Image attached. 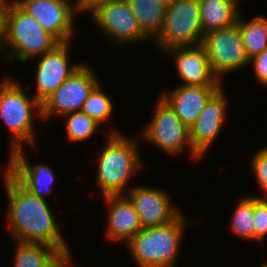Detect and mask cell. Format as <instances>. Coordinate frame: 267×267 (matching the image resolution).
Returning <instances> with one entry per match:
<instances>
[{
	"label": "cell",
	"instance_id": "6da1fadb",
	"mask_svg": "<svg viewBox=\"0 0 267 267\" xmlns=\"http://www.w3.org/2000/svg\"><path fill=\"white\" fill-rule=\"evenodd\" d=\"M9 202V230L17 241L45 243L66 258L70 249L46 199L27 191L7 170L3 174Z\"/></svg>",
	"mask_w": 267,
	"mask_h": 267
},
{
	"label": "cell",
	"instance_id": "7a4b0ae2",
	"mask_svg": "<svg viewBox=\"0 0 267 267\" xmlns=\"http://www.w3.org/2000/svg\"><path fill=\"white\" fill-rule=\"evenodd\" d=\"M106 136L108 143L97 159L96 185L98 184L102 196L125 194V191L130 189V178L142 168L140 153L135 140L117 130H112L104 135Z\"/></svg>",
	"mask_w": 267,
	"mask_h": 267
},
{
	"label": "cell",
	"instance_id": "3957f363",
	"mask_svg": "<svg viewBox=\"0 0 267 267\" xmlns=\"http://www.w3.org/2000/svg\"><path fill=\"white\" fill-rule=\"evenodd\" d=\"M186 220L181 213L169 224L145 227L127 241L138 267H174Z\"/></svg>",
	"mask_w": 267,
	"mask_h": 267
},
{
	"label": "cell",
	"instance_id": "277c9868",
	"mask_svg": "<svg viewBox=\"0 0 267 267\" xmlns=\"http://www.w3.org/2000/svg\"><path fill=\"white\" fill-rule=\"evenodd\" d=\"M20 84L8 76L0 82V117L12 136L10 153L22 148L25 143L35 147L33 121L36 109V116L43 120L42 104L34 96L28 97Z\"/></svg>",
	"mask_w": 267,
	"mask_h": 267
},
{
	"label": "cell",
	"instance_id": "5b68a950",
	"mask_svg": "<svg viewBox=\"0 0 267 267\" xmlns=\"http://www.w3.org/2000/svg\"><path fill=\"white\" fill-rule=\"evenodd\" d=\"M59 42L13 0H6L3 50L12 48L8 60L25 63L51 51Z\"/></svg>",
	"mask_w": 267,
	"mask_h": 267
},
{
	"label": "cell",
	"instance_id": "8992f818",
	"mask_svg": "<svg viewBox=\"0 0 267 267\" xmlns=\"http://www.w3.org/2000/svg\"><path fill=\"white\" fill-rule=\"evenodd\" d=\"M199 0H174L166 8L164 23L154 42L163 52L172 47L201 45Z\"/></svg>",
	"mask_w": 267,
	"mask_h": 267
},
{
	"label": "cell",
	"instance_id": "52a82bcc",
	"mask_svg": "<svg viewBox=\"0 0 267 267\" xmlns=\"http://www.w3.org/2000/svg\"><path fill=\"white\" fill-rule=\"evenodd\" d=\"M201 46L205 49L211 69L219 81L222 80V75L250 64L237 22L206 33Z\"/></svg>",
	"mask_w": 267,
	"mask_h": 267
},
{
	"label": "cell",
	"instance_id": "ba28073f",
	"mask_svg": "<svg viewBox=\"0 0 267 267\" xmlns=\"http://www.w3.org/2000/svg\"><path fill=\"white\" fill-rule=\"evenodd\" d=\"M158 101L151 121L142 131L144 138L168 155H179L187 146L190 147L191 158L195 161L202 158L191 144L189 127L161 98Z\"/></svg>",
	"mask_w": 267,
	"mask_h": 267
},
{
	"label": "cell",
	"instance_id": "9c48e42d",
	"mask_svg": "<svg viewBox=\"0 0 267 267\" xmlns=\"http://www.w3.org/2000/svg\"><path fill=\"white\" fill-rule=\"evenodd\" d=\"M99 83L93 70L82 63L42 104V119L47 121L52 114L62 117L81 111L84 102Z\"/></svg>",
	"mask_w": 267,
	"mask_h": 267
},
{
	"label": "cell",
	"instance_id": "30bf717a",
	"mask_svg": "<svg viewBox=\"0 0 267 267\" xmlns=\"http://www.w3.org/2000/svg\"><path fill=\"white\" fill-rule=\"evenodd\" d=\"M59 43L71 42L75 4L69 0H13Z\"/></svg>",
	"mask_w": 267,
	"mask_h": 267
},
{
	"label": "cell",
	"instance_id": "8fae6325",
	"mask_svg": "<svg viewBox=\"0 0 267 267\" xmlns=\"http://www.w3.org/2000/svg\"><path fill=\"white\" fill-rule=\"evenodd\" d=\"M91 15L95 23L107 34L106 36L112 38L118 45L149 40L140 30L127 0H114L99 5Z\"/></svg>",
	"mask_w": 267,
	"mask_h": 267
},
{
	"label": "cell",
	"instance_id": "7c38bea8",
	"mask_svg": "<svg viewBox=\"0 0 267 267\" xmlns=\"http://www.w3.org/2000/svg\"><path fill=\"white\" fill-rule=\"evenodd\" d=\"M59 43L51 51L41 55L35 73L36 93L34 97L43 104L82 64H69V45Z\"/></svg>",
	"mask_w": 267,
	"mask_h": 267
},
{
	"label": "cell",
	"instance_id": "4fadbf2b",
	"mask_svg": "<svg viewBox=\"0 0 267 267\" xmlns=\"http://www.w3.org/2000/svg\"><path fill=\"white\" fill-rule=\"evenodd\" d=\"M125 195L135 207L142 228L169 224L181 214L163 189L130 186Z\"/></svg>",
	"mask_w": 267,
	"mask_h": 267
},
{
	"label": "cell",
	"instance_id": "5bb4252c",
	"mask_svg": "<svg viewBox=\"0 0 267 267\" xmlns=\"http://www.w3.org/2000/svg\"><path fill=\"white\" fill-rule=\"evenodd\" d=\"M227 102L221 86L209 98L197 120L189 127L191 144L202 157L223 129Z\"/></svg>",
	"mask_w": 267,
	"mask_h": 267
},
{
	"label": "cell",
	"instance_id": "9a60e30c",
	"mask_svg": "<svg viewBox=\"0 0 267 267\" xmlns=\"http://www.w3.org/2000/svg\"><path fill=\"white\" fill-rule=\"evenodd\" d=\"M164 53L174 54L178 76L184 81L182 85L222 86L221 81L213 73L206 51L201 45L172 47Z\"/></svg>",
	"mask_w": 267,
	"mask_h": 267
},
{
	"label": "cell",
	"instance_id": "2e32d148",
	"mask_svg": "<svg viewBox=\"0 0 267 267\" xmlns=\"http://www.w3.org/2000/svg\"><path fill=\"white\" fill-rule=\"evenodd\" d=\"M6 169L27 191L45 199L53 190L54 171L46 164L30 166L22 148L10 153Z\"/></svg>",
	"mask_w": 267,
	"mask_h": 267
},
{
	"label": "cell",
	"instance_id": "e0dca14e",
	"mask_svg": "<svg viewBox=\"0 0 267 267\" xmlns=\"http://www.w3.org/2000/svg\"><path fill=\"white\" fill-rule=\"evenodd\" d=\"M220 87L181 85L160 98L190 127L201 114L206 102Z\"/></svg>",
	"mask_w": 267,
	"mask_h": 267
},
{
	"label": "cell",
	"instance_id": "ac0fdd59",
	"mask_svg": "<svg viewBox=\"0 0 267 267\" xmlns=\"http://www.w3.org/2000/svg\"><path fill=\"white\" fill-rule=\"evenodd\" d=\"M104 198L109 209L105 234L111 240L126 243L142 229L135 207L125 194L106 195Z\"/></svg>",
	"mask_w": 267,
	"mask_h": 267
},
{
	"label": "cell",
	"instance_id": "d6986e66",
	"mask_svg": "<svg viewBox=\"0 0 267 267\" xmlns=\"http://www.w3.org/2000/svg\"><path fill=\"white\" fill-rule=\"evenodd\" d=\"M238 5L234 0H199L203 34L235 24L240 14Z\"/></svg>",
	"mask_w": 267,
	"mask_h": 267
},
{
	"label": "cell",
	"instance_id": "ffe728a7",
	"mask_svg": "<svg viewBox=\"0 0 267 267\" xmlns=\"http://www.w3.org/2000/svg\"><path fill=\"white\" fill-rule=\"evenodd\" d=\"M14 267H58L66 258L56 248L45 243L17 240Z\"/></svg>",
	"mask_w": 267,
	"mask_h": 267
},
{
	"label": "cell",
	"instance_id": "44dd1931",
	"mask_svg": "<svg viewBox=\"0 0 267 267\" xmlns=\"http://www.w3.org/2000/svg\"><path fill=\"white\" fill-rule=\"evenodd\" d=\"M127 1L137 19L140 30L149 39L154 40L162 29L167 6L158 0Z\"/></svg>",
	"mask_w": 267,
	"mask_h": 267
},
{
	"label": "cell",
	"instance_id": "7402d4cb",
	"mask_svg": "<svg viewBox=\"0 0 267 267\" xmlns=\"http://www.w3.org/2000/svg\"><path fill=\"white\" fill-rule=\"evenodd\" d=\"M237 24L250 59L267 48V18L265 16H256L247 21L239 14Z\"/></svg>",
	"mask_w": 267,
	"mask_h": 267
},
{
	"label": "cell",
	"instance_id": "603a6c76",
	"mask_svg": "<svg viewBox=\"0 0 267 267\" xmlns=\"http://www.w3.org/2000/svg\"><path fill=\"white\" fill-rule=\"evenodd\" d=\"M254 196H245L238 201L231 220V230L239 238L254 239Z\"/></svg>",
	"mask_w": 267,
	"mask_h": 267
},
{
	"label": "cell",
	"instance_id": "cb8c5ba5",
	"mask_svg": "<svg viewBox=\"0 0 267 267\" xmlns=\"http://www.w3.org/2000/svg\"><path fill=\"white\" fill-rule=\"evenodd\" d=\"M62 117L64 119L67 118L66 137L70 142H80L84 141L85 139L91 138V136L95 134L94 132L97 131V128L100 125L82 111L71 112L63 115Z\"/></svg>",
	"mask_w": 267,
	"mask_h": 267
},
{
	"label": "cell",
	"instance_id": "d4e9b609",
	"mask_svg": "<svg viewBox=\"0 0 267 267\" xmlns=\"http://www.w3.org/2000/svg\"><path fill=\"white\" fill-rule=\"evenodd\" d=\"M113 108V101L102 91L99 83L84 102L81 111L101 124L108 120L113 113Z\"/></svg>",
	"mask_w": 267,
	"mask_h": 267
},
{
	"label": "cell",
	"instance_id": "484cf974",
	"mask_svg": "<svg viewBox=\"0 0 267 267\" xmlns=\"http://www.w3.org/2000/svg\"><path fill=\"white\" fill-rule=\"evenodd\" d=\"M254 240L262 241L267 235V198L254 196Z\"/></svg>",
	"mask_w": 267,
	"mask_h": 267
},
{
	"label": "cell",
	"instance_id": "4316f807",
	"mask_svg": "<svg viewBox=\"0 0 267 267\" xmlns=\"http://www.w3.org/2000/svg\"><path fill=\"white\" fill-rule=\"evenodd\" d=\"M252 170L255 173L260 189L264 191L260 198H267V147L259 149L252 160Z\"/></svg>",
	"mask_w": 267,
	"mask_h": 267
},
{
	"label": "cell",
	"instance_id": "83f0119b",
	"mask_svg": "<svg viewBox=\"0 0 267 267\" xmlns=\"http://www.w3.org/2000/svg\"><path fill=\"white\" fill-rule=\"evenodd\" d=\"M256 80L264 86H267V48L260 54L250 59Z\"/></svg>",
	"mask_w": 267,
	"mask_h": 267
},
{
	"label": "cell",
	"instance_id": "f1b7e54d",
	"mask_svg": "<svg viewBox=\"0 0 267 267\" xmlns=\"http://www.w3.org/2000/svg\"><path fill=\"white\" fill-rule=\"evenodd\" d=\"M114 0H79L75 4V9L79 13L81 12H93L99 5L108 3Z\"/></svg>",
	"mask_w": 267,
	"mask_h": 267
},
{
	"label": "cell",
	"instance_id": "f546056e",
	"mask_svg": "<svg viewBox=\"0 0 267 267\" xmlns=\"http://www.w3.org/2000/svg\"><path fill=\"white\" fill-rule=\"evenodd\" d=\"M5 26V7H0V52L3 50Z\"/></svg>",
	"mask_w": 267,
	"mask_h": 267
},
{
	"label": "cell",
	"instance_id": "4dcf8cb0",
	"mask_svg": "<svg viewBox=\"0 0 267 267\" xmlns=\"http://www.w3.org/2000/svg\"><path fill=\"white\" fill-rule=\"evenodd\" d=\"M71 257H67V258H65L63 261H62V263L58 266V267H72L70 264V262H71Z\"/></svg>",
	"mask_w": 267,
	"mask_h": 267
},
{
	"label": "cell",
	"instance_id": "1f68e13d",
	"mask_svg": "<svg viewBox=\"0 0 267 267\" xmlns=\"http://www.w3.org/2000/svg\"><path fill=\"white\" fill-rule=\"evenodd\" d=\"M159 2L163 3L164 5H170L174 0H158Z\"/></svg>",
	"mask_w": 267,
	"mask_h": 267
},
{
	"label": "cell",
	"instance_id": "d6a6232c",
	"mask_svg": "<svg viewBox=\"0 0 267 267\" xmlns=\"http://www.w3.org/2000/svg\"><path fill=\"white\" fill-rule=\"evenodd\" d=\"M6 6V0H0V7Z\"/></svg>",
	"mask_w": 267,
	"mask_h": 267
},
{
	"label": "cell",
	"instance_id": "836d02e7",
	"mask_svg": "<svg viewBox=\"0 0 267 267\" xmlns=\"http://www.w3.org/2000/svg\"><path fill=\"white\" fill-rule=\"evenodd\" d=\"M260 267H267V263H262Z\"/></svg>",
	"mask_w": 267,
	"mask_h": 267
}]
</instances>
